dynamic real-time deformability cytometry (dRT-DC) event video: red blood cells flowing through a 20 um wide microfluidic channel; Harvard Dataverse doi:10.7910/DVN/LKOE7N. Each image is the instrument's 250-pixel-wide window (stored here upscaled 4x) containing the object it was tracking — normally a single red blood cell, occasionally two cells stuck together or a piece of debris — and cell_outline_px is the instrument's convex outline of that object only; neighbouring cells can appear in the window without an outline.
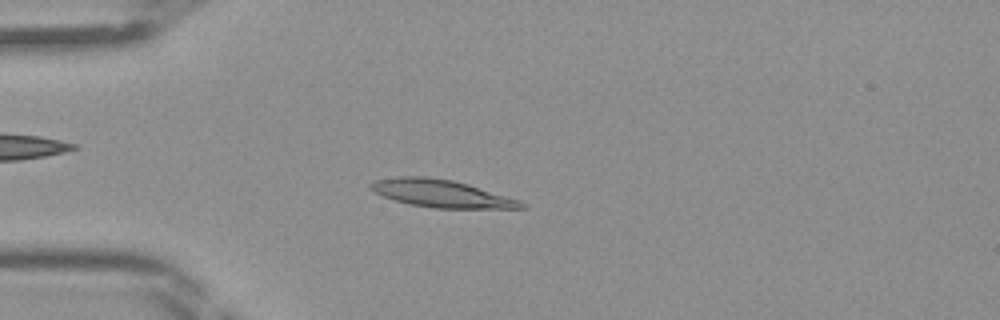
{"species": "Egyptian fruit bat (a non-hibernating species)", "species_latin": "Rousettus aegyptiacus", "temperature_condition": "room temperature", "stored_images_in_passage": 44, "camera_frame_rate_fps": 3000, "um_per_image_px": 0.085, "frame": {"image": 1, "passage_image": 11, "time_ms": 3.333, "image_size_px": [1000, 320], "cell_outline_px": [[528, 208], [432, 208], [408, 204], [372, 192], [368, 188], [368, 184], [376, 180], [400, 176], [424, 176], [452, 180], [468, 184], [520, 200], [528, 204]], "centroid_in_image_um": [37.51, 16.45], "position_along_channel_um": 47.5, "area_um2": 24.22}}
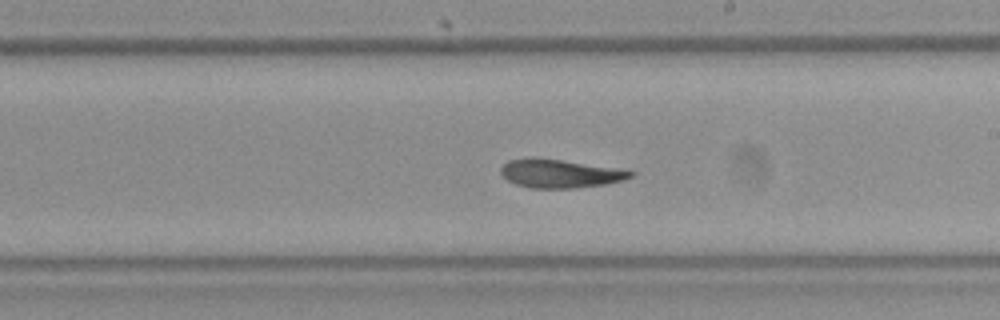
{"frame": {"image": 2, "passage_image": 25, "time_ms": 8.0, "image_size_px": [1000, 320], "cell_outline_px": [[636, 172], [632, 176], [624, 180], [604, 184], [576, 188], [532, 188], [516, 184], [508, 180], [500, 172], [500, 168], [508, 160], [532, 156], [628, 168]], "centroid_in_image_um": [47.67, 14.72], "position_along_channel_um": 241.3, "area_um2": 22.14}}
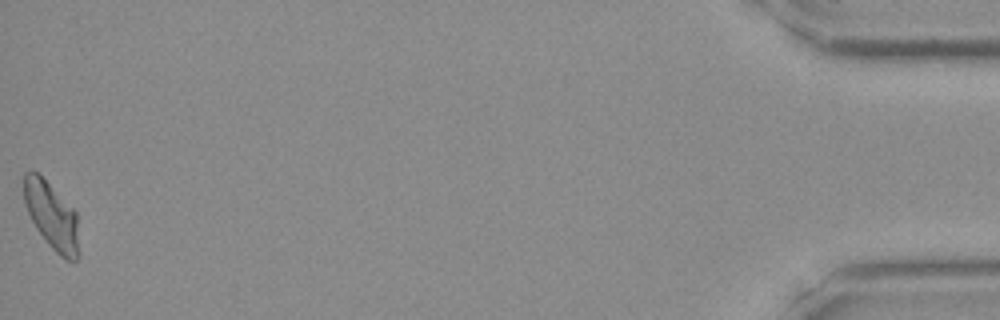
{"frame": {"image": 3, "passage_image": 44, "time_ms": 14.333, "image_size_px": [1000, 320], "cell_outline_px": [[80, 252], [76, 260], [64, 260], [48, 244], [36, 228], [28, 212], [24, 200], [24, 172], [36, 172], [76, 212]], "centroid_in_image_um": [4.41, 18.41], "position_along_channel_um": 430.8, "area_um2": 21.1}}